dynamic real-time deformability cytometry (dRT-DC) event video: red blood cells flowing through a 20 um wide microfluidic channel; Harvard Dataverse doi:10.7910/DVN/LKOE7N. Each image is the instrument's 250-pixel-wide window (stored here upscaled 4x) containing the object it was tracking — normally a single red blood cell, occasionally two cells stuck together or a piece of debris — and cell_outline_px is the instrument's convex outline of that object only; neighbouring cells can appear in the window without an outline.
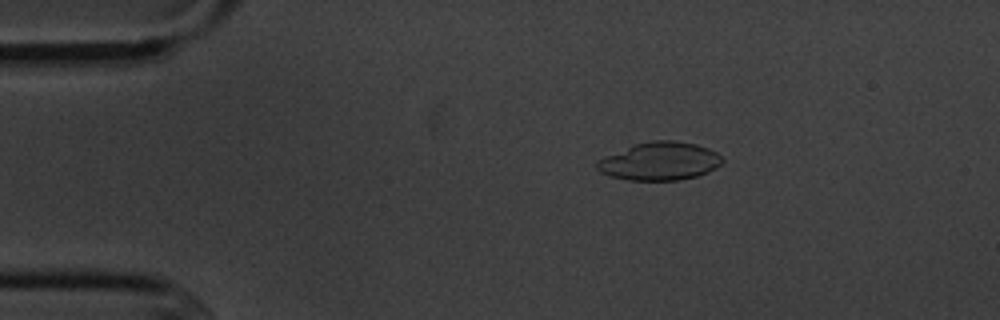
{"species": "common noctule bat (a hibernating species)", "species_latin": "Nyctalus noctula", "temperature_condition": "cold", "stored_images_in_passage": 4, "camera_frame_rate_fps": 3000, "um_per_image_px": 0.085, "animal": {"sex": "male", "body_mass_g": 20.1, "forearm_length_mm": 53.5}, "frame": {"image": 1, "passage_image": 1, "time_ms": 0.0, "image_size_px": [1000, 320], "cell_outline_px": [[724, 160], [716, 168], [696, 176], [680, 180], [628, 180], [612, 176], [600, 172], [596, 168], [596, 160], [636, 144], [652, 140], [672, 140], [696, 144], [708, 148], [716, 152]], "centroid_in_image_um": [56.08, 13.7], "position_along_channel_um": 28.9, "area_um2": 27.57}}